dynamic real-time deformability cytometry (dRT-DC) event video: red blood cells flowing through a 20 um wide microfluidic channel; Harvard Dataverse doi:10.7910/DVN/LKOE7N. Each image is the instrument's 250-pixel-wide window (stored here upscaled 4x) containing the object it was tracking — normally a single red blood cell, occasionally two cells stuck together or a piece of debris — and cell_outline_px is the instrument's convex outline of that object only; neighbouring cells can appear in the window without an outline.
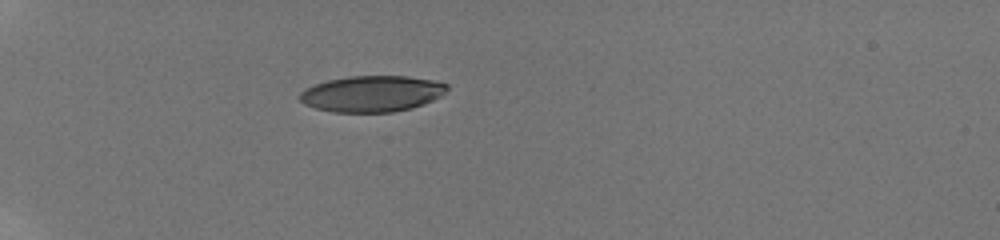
{"species": "human", "species_latin": "Homo sapiens", "temperature_condition": "room temperature", "stored_images_in_passage": 8, "camera_frame_rate_fps": 3000, "um_per_image_px": 0.085, "donor": {"sex": "male"}, "frame": {"image": 1, "passage_image": 6, "time_ms": 5.0, "image_size_px": [1000, 240], "cell_outline_px": [[448, 88], [440, 96], [424, 104], [412, 108], [392, 112], [332, 112], [316, 108], [304, 104], [296, 96], [304, 88], [328, 80], [348, 76], [408, 76], [432, 80], [448, 84]], "centroid_in_image_um": [31.58, 7.97], "position_along_channel_um": 53.4, "area_um2": 31.1}}